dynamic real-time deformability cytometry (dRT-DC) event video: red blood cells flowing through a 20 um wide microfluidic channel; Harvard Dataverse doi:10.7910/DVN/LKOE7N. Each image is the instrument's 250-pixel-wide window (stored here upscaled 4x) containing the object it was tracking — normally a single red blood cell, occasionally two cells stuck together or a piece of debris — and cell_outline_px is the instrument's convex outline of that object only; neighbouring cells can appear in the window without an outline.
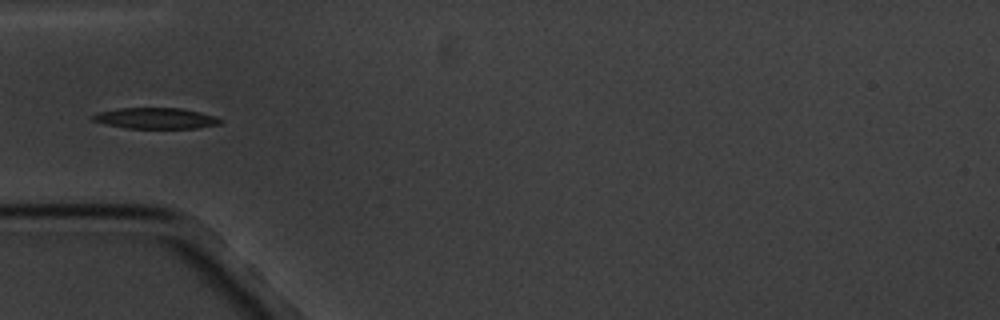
{"species": "common noctule bat (a hibernating species)", "species_latin": "Nyctalus noctula", "temperature_condition": "cold", "stored_images_in_passage": 11, "segment_of_instrument_passage": [2, 2], "camera_frame_rate_fps": 3000, "um_per_image_px": 0.085, "animal": {"sex": "male", "body_mass_g": 20.1, "forearm_length_mm": 53.5}, "frame": {"image": 1, "passage_image": 6, "time_ms": 5.667, "image_size_px": [1000, 320], "cell_outline_px": [[224, 120], [220, 124], [196, 128], [128, 128], [108, 124], [92, 120], [92, 116], [96, 112], [116, 108], [180, 108], [200, 112], [216, 116]], "centroid_in_image_um": [13.26, 10.04], "position_along_channel_um": 71.7, "area_um2": 15.55}}
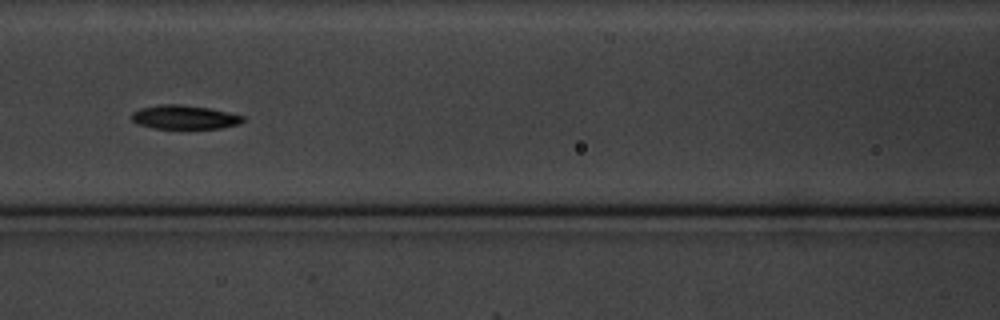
{"frame": {"image": 2, "passage_image": 8, "time_ms": 8.0, "image_size_px": [1000, 320], "cell_outline_px": [[244, 120], [240, 124], [220, 128], [152, 128], [136, 124], [132, 120], [132, 112], [140, 108], [160, 104], [180, 104], [208, 108], [228, 112], [244, 116]], "centroid_in_image_um": [15.65, 9.96], "position_along_channel_um": 150.9, "area_um2": 15.49}}
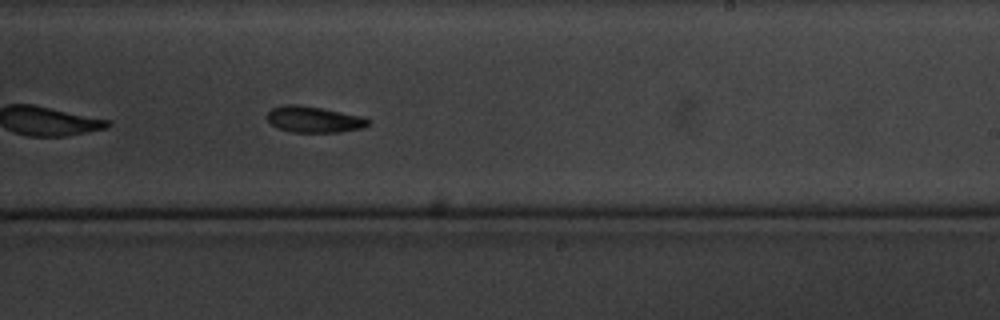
{"frame": {"image": 3, "passage_image": 11, "time_ms": 11.333, "image_size_px": [1000, 320], "cell_outline_px": [[372, 120], [364, 128], [340, 132], [292, 132], [276, 128], [268, 120], [268, 112], [272, 108], [288, 104], [296, 104], [320, 108], [364, 116]], "centroid_in_image_um": [26.72, 10.16], "position_along_channel_um": 262.3, "area_um2": 15.43}}